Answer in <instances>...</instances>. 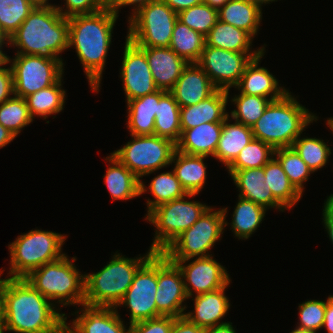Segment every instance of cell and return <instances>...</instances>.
Listing matches in <instances>:
<instances>
[{"mask_svg":"<svg viewBox=\"0 0 333 333\" xmlns=\"http://www.w3.org/2000/svg\"><path fill=\"white\" fill-rule=\"evenodd\" d=\"M117 18L108 6L92 14L68 18V48L75 47L91 91L95 93L100 91Z\"/></svg>","mask_w":333,"mask_h":333,"instance_id":"obj_1","label":"cell"},{"mask_svg":"<svg viewBox=\"0 0 333 333\" xmlns=\"http://www.w3.org/2000/svg\"><path fill=\"white\" fill-rule=\"evenodd\" d=\"M4 283L5 330L15 333H49L66 320L25 278H1Z\"/></svg>","mask_w":333,"mask_h":333,"instance_id":"obj_2","label":"cell"},{"mask_svg":"<svg viewBox=\"0 0 333 333\" xmlns=\"http://www.w3.org/2000/svg\"><path fill=\"white\" fill-rule=\"evenodd\" d=\"M69 22L53 6L34 7L19 28L9 37L15 54L39 55L62 59L68 50Z\"/></svg>","mask_w":333,"mask_h":333,"instance_id":"obj_3","label":"cell"},{"mask_svg":"<svg viewBox=\"0 0 333 333\" xmlns=\"http://www.w3.org/2000/svg\"><path fill=\"white\" fill-rule=\"evenodd\" d=\"M318 116L287 92L282 98L271 101L263 115L252 126L253 137L274 149L292 147L294 141Z\"/></svg>","mask_w":333,"mask_h":333,"instance_id":"obj_4","label":"cell"},{"mask_svg":"<svg viewBox=\"0 0 333 333\" xmlns=\"http://www.w3.org/2000/svg\"><path fill=\"white\" fill-rule=\"evenodd\" d=\"M153 253L149 248L145 256L128 258L117 251L100 271L85 274L84 305L116 307L129 289L139 267Z\"/></svg>","mask_w":333,"mask_h":333,"instance_id":"obj_5","label":"cell"},{"mask_svg":"<svg viewBox=\"0 0 333 333\" xmlns=\"http://www.w3.org/2000/svg\"><path fill=\"white\" fill-rule=\"evenodd\" d=\"M76 260L65 254L33 270L25 279L58 309L59 305L80 307L85 299V274L77 269Z\"/></svg>","mask_w":333,"mask_h":333,"instance_id":"obj_6","label":"cell"},{"mask_svg":"<svg viewBox=\"0 0 333 333\" xmlns=\"http://www.w3.org/2000/svg\"><path fill=\"white\" fill-rule=\"evenodd\" d=\"M67 235L53 231L32 229L8 245L10 267L7 278H25L33 270L63 257L62 247Z\"/></svg>","mask_w":333,"mask_h":333,"instance_id":"obj_7","label":"cell"},{"mask_svg":"<svg viewBox=\"0 0 333 333\" xmlns=\"http://www.w3.org/2000/svg\"><path fill=\"white\" fill-rule=\"evenodd\" d=\"M197 194L169 201L154 208L145 220L154 225L155 235L151 246L153 252L162 253L179 235L189 229L209 207L198 201H188Z\"/></svg>","mask_w":333,"mask_h":333,"instance_id":"obj_8","label":"cell"},{"mask_svg":"<svg viewBox=\"0 0 333 333\" xmlns=\"http://www.w3.org/2000/svg\"><path fill=\"white\" fill-rule=\"evenodd\" d=\"M224 223L222 208L215 210L214 207L209 206L200 218L179 235L162 253L169 260L211 256L213 246L218 240H221L225 231Z\"/></svg>","mask_w":333,"mask_h":333,"instance_id":"obj_9","label":"cell"},{"mask_svg":"<svg viewBox=\"0 0 333 333\" xmlns=\"http://www.w3.org/2000/svg\"><path fill=\"white\" fill-rule=\"evenodd\" d=\"M132 140L111 154L123 163L137 178L155 173L171 165L176 144L157 135H132Z\"/></svg>","mask_w":333,"mask_h":333,"instance_id":"obj_10","label":"cell"},{"mask_svg":"<svg viewBox=\"0 0 333 333\" xmlns=\"http://www.w3.org/2000/svg\"><path fill=\"white\" fill-rule=\"evenodd\" d=\"M177 20L163 0L152 1L127 20L126 37L138 47H169Z\"/></svg>","mask_w":333,"mask_h":333,"instance_id":"obj_11","label":"cell"},{"mask_svg":"<svg viewBox=\"0 0 333 333\" xmlns=\"http://www.w3.org/2000/svg\"><path fill=\"white\" fill-rule=\"evenodd\" d=\"M8 58L14 95L22 98L57 83L64 74V62L55 57L14 54Z\"/></svg>","mask_w":333,"mask_h":333,"instance_id":"obj_12","label":"cell"},{"mask_svg":"<svg viewBox=\"0 0 333 333\" xmlns=\"http://www.w3.org/2000/svg\"><path fill=\"white\" fill-rule=\"evenodd\" d=\"M156 292L157 252H154L139 267L129 289L115 308H120V305L129 308V324L156 318Z\"/></svg>","mask_w":333,"mask_h":333,"instance_id":"obj_13","label":"cell"},{"mask_svg":"<svg viewBox=\"0 0 333 333\" xmlns=\"http://www.w3.org/2000/svg\"><path fill=\"white\" fill-rule=\"evenodd\" d=\"M261 53H240L205 46L197 64L208 75L217 89L230 91L235 88L247 64Z\"/></svg>","mask_w":333,"mask_h":333,"instance_id":"obj_14","label":"cell"},{"mask_svg":"<svg viewBox=\"0 0 333 333\" xmlns=\"http://www.w3.org/2000/svg\"><path fill=\"white\" fill-rule=\"evenodd\" d=\"M186 300L189 298L180 269L163 253L157 252L156 317L184 316L188 307L184 302Z\"/></svg>","mask_w":333,"mask_h":333,"instance_id":"obj_15","label":"cell"},{"mask_svg":"<svg viewBox=\"0 0 333 333\" xmlns=\"http://www.w3.org/2000/svg\"><path fill=\"white\" fill-rule=\"evenodd\" d=\"M214 256L191 258L186 260H170L180 269L185 291L190 299L195 295L212 292L230 285L226 267L221 265ZM194 259V260H192ZM192 260L191 262H189Z\"/></svg>","mask_w":333,"mask_h":333,"instance_id":"obj_16","label":"cell"},{"mask_svg":"<svg viewBox=\"0 0 333 333\" xmlns=\"http://www.w3.org/2000/svg\"><path fill=\"white\" fill-rule=\"evenodd\" d=\"M124 44L119 72L127 102L152 94L159 89L155 85L145 53L127 37Z\"/></svg>","mask_w":333,"mask_h":333,"instance_id":"obj_17","label":"cell"},{"mask_svg":"<svg viewBox=\"0 0 333 333\" xmlns=\"http://www.w3.org/2000/svg\"><path fill=\"white\" fill-rule=\"evenodd\" d=\"M81 307L72 313L76 315L69 323L73 333H128L130 326L124 325L115 307Z\"/></svg>","mask_w":333,"mask_h":333,"instance_id":"obj_18","label":"cell"},{"mask_svg":"<svg viewBox=\"0 0 333 333\" xmlns=\"http://www.w3.org/2000/svg\"><path fill=\"white\" fill-rule=\"evenodd\" d=\"M146 55L155 85L170 92L188 64L169 47H139Z\"/></svg>","mask_w":333,"mask_h":333,"instance_id":"obj_19","label":"cell"},{"mask_svg":"<svg viewBox=\"0 0 333 333\" xmlns=\"http://www.w3.org/2000/svg\"><path fill=\"white\" fill-rule=\"evenodd\" d=\"M217 88L197 63H188L170 91L179 107L192 106L211 96Z\"/></svg>","mask_w":333,"mask_h":333,"instance_id":"obj_20","label":"cell"},{"mask_svg":"<svg viewBox=\"0 0 333 333\" xmlns=\"http://www.w3.org/2000/svg\"><path fill=\"white\" fill-rule=\"evenodd\" d=\"M265 52L264 50L247 64L235 88L240 93L261 96L274 101L282 98L289 90L279 86L277 78L266 67L259 66Z\"/></svg>","mask_w":333,"mask_h":333,"instance_id":"obj_21","label":"cell"},{"mask_svg":"<svg viewBox=\"0 0 333 333\" xmlns=\"http://www.w3.org/2000/svg\"><path fill=\"white\" fill-rule=\"evenodd\" d=\"M226 285L218 290L194 295L193 311L185 312L184 316L192 323L203 328H209L229 321H222L230 309V300L226 296ZM221 321V322H220Z\"/></svg>","mask_w":333,"mask_h":333,"instance_id":"obj_22","label":"cell"},{"mask_svg":"<svg viewBox=\"0 0 333 333\" xmlns=\"http://www.w3.org/2000/svg\"><path fill=\"white\" fill-rule=\"evenodd\" d=\"M231 179L240 192L239 197L268 209H278L283 212L286 209L273 197L271 189L264 183V166L243 170H228Z\"/></svg>","mask_w":333,"mask_h":333,"instance_id":"obj_23","label":"cell"},{"mask_svg":"<svg viewBox=\"0 0 333 333\" xmlns=\"http://www.w3.org/2000/svg\"><path fill=\"white\" fill-rule=\"evenodd\" d=\"M229 93L217 89L211 96L192 106L180 107L181 130L194 128L207 122H224Z\"/></svg>","mask_w":333,"mask_h":333,"instance_id":"obj_24","label":"cell"},{"mask_svg":"<svg viewBox=\"0 0 333 333\" xmlns=\"http://www.w3.org/2000/svg\"><path fill=\"white\" fill-rule=\"evenodd\" d=\"M223 122L202 123L194 128L181 130L176 150L199 156H214L221 136Z\"/></svg>","mask_w":333,"mask_h":333,"instance_id":"obj_25","label":"cell"},{"mask_svg":"<svg viewBox=\"0 0 333 333\" xmlns=\"http://www.w3.org/2000/svg\"><path fill=\"white\" fill-rule=\"evenodd\" d=\"M167 91L158 90L140 98L131 99L127 104V129L132 135H154L155 113L160 98Z\"/></svg>","mask_w":333,"mask_h":333,"instance_id":"obj_26","label":"cell"},{"mask_svg":"<svg viewBox=\"0 0 333 333\" xmlns=\"http://www.w3.org/2000/svg\"><path fill=\"white\" fill-rule=\"evenodd\" d=\"M104 177L105 186L113 200H132L140 196V179L111 153Z\"/></svg>","mask_w":333,"mask_h":333,"instance_id":"obj_27","label":"cell"},{"mask_svg":"<svg viewBox=\"0 0 333 333\" xmlns=\"http://www.w3.org/2000/svg\"><path fill=\"white\" fill-rule=\"evenodd\" d=\"M206 156L189 155L175 151L171 161L174 164L173 171L187 194H200L207 179Z\"/></svg>","mask_w":333,"mask_h":333,"instance_id":"obj_28","label":"cell"},{"mask_svg":"<svg viewBox=\"0 0 333 333\" xmlns=\"http://www.w3.org/2000/svg\"><path fill=\"white\" fill-rule=\"evenodd\" d=\"M206 45L240 53H262L266 44L257 50L252 49L253 37L243 29L217 20L205 36Z\"/></svg>","mask_w":333,"mask_h":333,"instance_id":"obj_29","label":"cell"},{"mask_svg":"<svg viewBox=\"0 0 333 333\" xmlns=\"http://www.w3.org/2000/svg\"><path fill=\"white\" fill-rule=\"evenodd\" d=\"M228 116L222 127L213 158L219 160L227 168L239 155L240 151L254 138L252 127L242 123H230ZM229 122V123H228Z\"/></svg>","mask_w":333,"mask_h":333,"instance_id":"obj_30","label":"cell"},{"mask_svg":"<svg viewBox=\"0 0 333 333\" xmlns=\"http://www.w3.org/2000/svg\"><path fill=\"white\" fill-rule=\"evenodd\" d=\"M238 202L235 205L232 214V222L226 221L228 207L222 208L225 218V227L231 226L234 237L240 239H248L260 227L264 220L267 209L253 201L246 200L238 196Z\"/></svg>","mask_w":333,"mask_h":333,"instance_id":"obj_31","label":"cell"},{"mask_svg":"<svg viewBox=\"0 0 333 333\" xmlns=\"http://www.w3.org/2000/svg\"><path fill=\"white\" fill-rule=\"evenodd\" d=\"M262 10L245 0H229L218 10V20L231 24L256 37L262 21Z\"/></svg>","mask_w":333,"mask_h":333,"instance_id":"obj_32","label":"cell"},{"mask_svg":"<svg viewBox=\"0 0 333 333\" xmlns=\"http://www.w3.org/2000/svg\"><path fill=\"white\" fill-rule=\"evenodd\" d=\"M148 187H146L143 180L140 181V195L150 192L152 194L151 196L154 197V199L148 198L146 202V216L159 205L172 200L180 199L187 195L186 191L182 188L180 181L176 178L173 170L162 172L153 177Z\"/></svg>","mask_w":333,"mask_h":333,"instance_id":"obj_33","label":"cell"},{"mask_svg":"<svg viewBox=\"0 0 333 333\" xmlns=\"http://www.w3.org/2000/svg\"><path fill=\"white\" fill-rule=\"evenodd\" d=\"M63 78L57 83L43 88L25 98L29 113L33 119L39 116L46 119L49 115L59 114L65 107L66 91L63 89Z\"/></svg>","mask_w":333,"mask_h":333,"instance_id":"obj_34","label":"cell"},{"mask_svg":"<svg viewBox=\"0 0 333 333\" xmlns=\"http://www.w3.org/2000/svg\"><path fill=\"white\" fill-rule=\"evenodd\" d=\"M265 181L270 187L273 197L286 209H292L302 194L293 186L279 161L273 157L264 165Z\"/></svg>","mask_w":333,"mask_h":333,"instance_id":"obj_35","label":"cell"},{"mask_svg":"<svg viewBox=\"0 0 333 333\" xmlns=\"http://www.w3.org/2000/svg\"><path fill=\"white\" fill-rule=\"evenodd\" d=\"M154 135L167 138L175 144L181 136L180 107L171 92H166L155 113Z\"/></svg>","mask_w":333,"mask_h":333,"instance_id":"obj_36","label":"cell"},{"mask_svg":"<svg viewBox=\"0 0 333 333\" xmlns=\"http://www.w3.org/2000/svg\"><path fill=\"white\" fill-rule=\"evenodd\" d=\"M206 45L205 36L177 20L169 48L187 63H197Z\"/></svg>","mask_w":333,"mask_h":333,"instance_id":"obj_37","label":"cell"},{"mask_svg":"<svg viewBox=\"0 0 333 333\" xmlns=\"http://www.w3.org/2000/svg\"><path fill=\"white\" fill-rule=\"evenodd\" d=\"M230 101L236 106V109L229 113L230 119L252 127L263 115L272 100L261 96L238 93L231 97Z\"/></svg>","mask_w":333,"mask_h":333,"instance_id":"obj_38","label":"cell"},{"mask_svg":"<svg viewBox=\"0 0 333 333\" xmlns=\"http://www.w3.org/2000/svg\"><path fill=\"white\" fill-rule=\"evenodd\" d=\"M274 157L281 164L282 169L293 186L303 195V183H306L313 171L301 159L293 147L275 149Z\"/></svg>","mask_w":333,"mask_h":333,"instance_id":"obj_39","label":"cell"},{"mask_svg":"<svg viewBox=\"0 0 333 333\" xmlns=\"http://www.w3.org/2000/svg\"><path fill=\"white\" fill-rule=\"evenodd\" d=\"M33 121L24 98L12 95L0 104V123L15 137Z\"/></svg>","mask_w":333,"mask_h":333,"instance_id":"obj_40","label":"cell"},{"mask_svg":"<svg viewBox=\"0 0 333 333\" xmlns=\"http://www.w3.org/2000/svg\"><path fill=\"white\" fill-rule=\"evenodd\" d=\"M292 147L313 173L323 168L329 162L328 159L332 154L329 144L327 145L323 139L316 137H301L300 135Z\"/></svg>","mask_w":333,"mask_h":333,"instance_id":"obj_41","label":"cell"},{"mask_svg":"<svg viewBox=\"0 0 333 333\" xmlns=\"http://www.w3.org/2000/svg\"><path fill=\"white\" fill-rule=\"evenodd\" d=\"M275 149L253 138L239 153L227 170L261 168L274 157Z\"/></svg>","mask_w":333,"mask_h":333,"instance_id":"obj_42","label":"cell"},{"mask_svg":"<svg viewBox=\"0 0 333 333\" xmlns=\"http://www.w3.org/2000/svg\"><path fill=\"white\" fill-rule=\"evenodd\" d=\"M34 7L28 0H0V34L9 39Z\"/></svg>","mask_w":333,"mask_h":333,"instance_id":"obj_43","label":"cell"},{"mask_svg":"<svg viewBox=\"0 0 333 333\" xmlns=\"http://www.w3.org/2000/svg\"><path fill=\"white\" fill-rule=\"evenodd\" d=\"M178 20L206 36L218 20V10L201 3L180 11Z\"/></svg>","mask_w":333,"mask_h":333,"instance_id":"obj_44","label":"cell"},{"mask_svg":"<svg viewBox=\"0 0 333 333\" xmlns=\"http://www.w3.org/2000/svg\"><path fill=\"white\" fill-rule=\"evenodd\" d=\"M326 304L327 298L325 301L310 299L299 304V322L296 327L312 333H317L318 330H321L324 323Z\"/></svg>","mask_w":333,"mask_h":333,"instance_id":"obj_45","label":"cell"},{"mask_svg":"<svg viewBox=\"0 0 333 333\" xmlns=\"http://www.w3.org/2000/svg\"><path fill=\"white\" fill-rule=\"evenodd\" d=\"M63 6H56V10L65 18L76 15L92 14L107 6V0H64ZM66 8V9H65Z\"/></svg>","mask_w":333,"mask_h":333,"instance_id":"obj_46","label":"cell"},{"mask_svg":"<svg viewBox=\"0 0 333 333\" xmlns=\"http://www.w3.org/2000/svg\"><path fill=\"white\" fill-rule=\"evenodd\" d=\"M176 317L159 316L130 324L128 333H170Z\"/></svg>","mask_w":333,"mask_h":333,"instance_id":"obj_47","label":"cell"},{"mask_svg":"<svg viewBox=\"0 0 333 333\" xmlns=\"http://www.w3.org/2000/svg\"><path fill=\"white\" fill-rule=\"evenodd\" d=\"M14 95L13 75L11 67L0 68V104Z\"/></svg>","mask_w":333,"mask_h":333,"instance_id":"obj_48","label":"cell"},{"mask_svg":"<svg viewBox=\"0 0 333 333\" xmlns=\"http://www.w3.org/2000/svg\"><path fill=\"white\" fill-rule=\"evenodd\" d=\"M152 1L156 0H107V6L117 15L119 16V9L121 10L122 7L130 6L132 7V12L129 15V19L136 14L141 8L146 6Z\"/></svg>","mask_w":333,"mask_h":333,"instance_id":"obj_49","label":"cell"},{"mask_svg":"<svg viewBox=\"0 0 333 333\" xmlns=\"http://www.w3.org/2000/svg\"><path fill=\"white\" fill-rule=\"evenodd\" d=\"M170 333H205V328L197 326L182 316L175 318Z\"/></svg>","mask_w":333,"mask_h":333,"instance_id":"obj_50","label":"cell"},{"mask_svg":"<svg viewBox=\"0 0 333 333\" xmlns=\"http://www.w3.org/2000/svg\"><path fill=\"white\" fill-rule=\"evenodd\" d=\"M322 223L325 227L327 234L329 235V239L333 244V204L324 203L323 211H322Z\"/></svg>","mask_w":333,"mask_h":333,"instance_id":"obj_51","label":"cell"},{"mask_svg":"<svg viewBox=\"0 0 333 333\" xmlns=\"http://www.w3.org/2000/svg\"><path fill=\"white\" fill-rule=\"evenodd\" d=\"M177 14L192 6L203 3V0H163Z\"/></svg>","mask_w":333,"mask_h":333,"instance_id":"obj_52","label":"cell"},{"mask_svg":"<svg viewBox=\"0 0 333 333\" xmlns=\"http://www.w3.org/2000/svg\"><path fill=\"white\" fill-rule=\"evenodd\" d=\"M325 328L328 333H333V295L327 298L326 312L322 329Z\"/></svg>","mask_w":333,"mask_h":333,"instance_id":"obj_53","label":"cell"},{"mask_svg":"<svg viewBox=\"0 0 333 333\" xmlns=\"http://www.w3.org/2000/svg\"><path fill=\"white\" fill-rule=\"evenodd\" d=\"M5 331L4 283L0 280V333H4Z\"/></svg>","mask_w":333,"mask_h":333,"instance_id":"obj_54","label":"cell"},{"mask_svg":"<svg viewBox=\"0 0 333 333\" xmlns=\"http://www.w3.org/2000/svg\"><path fill=\"white\" fill-rule=\"evenodd\" d=\"M205 333H236L232 322L209 327L205 329Z\"/></svg>","mask_w":333,"mask_h":333,"instance_id":"obj_55","label":"cell"},{"mask_svg":"<svg viewBox=\"0 0 333 333\" xmlns=\"http://www.w3.org/2000/svg\"><path fill=\"white\" fill-rule=\"evenodd\" d=\"M16 137L0 123V149L10 144Z\"/></svg>","mask_w":333,"mask_h":333,"instance_id":"obj_56","label":"cell"},{"mask_svg":"<svg viewBox=\"0 0 333 333\" xmlns=\"http://www.w3.org/2000/svg\"><path fill=\"white\" fill-rule=\"evenodd\" d=\"M6 44V45H4ZM4 46H8V41H0V68H2L5 65H8V58L9 56L3 52Z\"/></svg>","mask_w":333,"mask_h":333,"instance_id":"obj_57","label":"cell"},{"mask_svg":"<svg viewBox=\"0 0 333 333\" xmlns=\"http://www.w3.org/2000/svg\"><path fill=\"white\" fill-rule=\"evenodd\" d=\"M229 0H203V3L208 4L210 7L219 10L222 8Z\"/></svg>","mask_w":333,"mask_h":333,"instance_id":"obj_58","label":"cell"},{"mask_svg":"<svg viewBox=\"0 0 333 333\" xmlns=\"http://www.w3.org/2000/svg\"><path fill=\"white\" fill-rule=\"evenodd\" d=\"M66 321H68L67 315H66V320L60 326H58L54 331L49 333H73L70 325Z\"/></svg>","mask_w":333,"mask_h":333,"instance_id":"obj_59","label":"cell"},{"mask_svg":"<svg viewBox=\"0 0 333 333\" xmlns=\"http://www.w3.org/2000/svg\"><path fill=\"white\" fill-rule=\"evenodd\" d=\"M33 6L35 7H46V6H53L55 4H50L49 0H28Z\"/></svg>","mask_w":333,"mask_h":333,"instance_id":"obj_60","label":"cell"},{"mask_svg":"<svg viewBox=\"0 0 333 333\" xmlns=\"http://www.w3.org/2000/svg\"><path fill=\"white\" fill-rule=\"evenodd\" d=\"M247 2H251L252 4L254 5H257L261 10L262 9V6H264L263 4H270L272 2H277L278 0H245Z\"/></svg>","mask_w":333,"mask_h":333,"instance_id":"obj_61","label":"cell"},{"mask_svg":"<svg viewBox=\"0 0 333 333\" xmlns=\"http://www.w3.org/2000/svg\"><path fill=\"white\" fill-rule=\"evenodd\" d=\"M326 121H327L326 125L328 126V128H330V130L333 133V117L328 118Z\"/></svg>","mask_w":333,"mask_h":333,"instance_id":"obj_62","label":"cell"},{"mask_svg":"<svg viewBox=\"0 0 333 333\" xmlns=\"http://www.w3.org/2000/svg\"><path fill=\"white\" fill-rule=\"evenodd\" d=\"M290 333H312V332L305 331V330H303V329H300V328L295 327V329L292 330Z\"/></svg>","mask_w":333,"mask_h":333,"instance_id":"obj_63","label":"cell"},{"mask_svg":"<svg viewBox=\"0 0 333 333\" xmlns=\"http://www.w3.org/2000/svg\"><path fill=\"white\" fill-rule=\"evenodd\" d=\"M324 202L333 204V194H331L330 196H328L327 199Z\"/></svg>","mask_w":333,"mask_h":333,"instance_id":"obj_64","label":"cell"},{"mask_svg":"<svg viewBox=\"0 0 333 333\" xmlns=\"http://www.w3.org/2000/svg\"><path fill=\"white\" fill-rule=\"evenodd\" d=\"M0 41H8V39H5V38L0 34Z\"/></svg>","mask_w":333,"mask_h":333,"instance_id":"obj_65","label":"cell"}]
</instances>
